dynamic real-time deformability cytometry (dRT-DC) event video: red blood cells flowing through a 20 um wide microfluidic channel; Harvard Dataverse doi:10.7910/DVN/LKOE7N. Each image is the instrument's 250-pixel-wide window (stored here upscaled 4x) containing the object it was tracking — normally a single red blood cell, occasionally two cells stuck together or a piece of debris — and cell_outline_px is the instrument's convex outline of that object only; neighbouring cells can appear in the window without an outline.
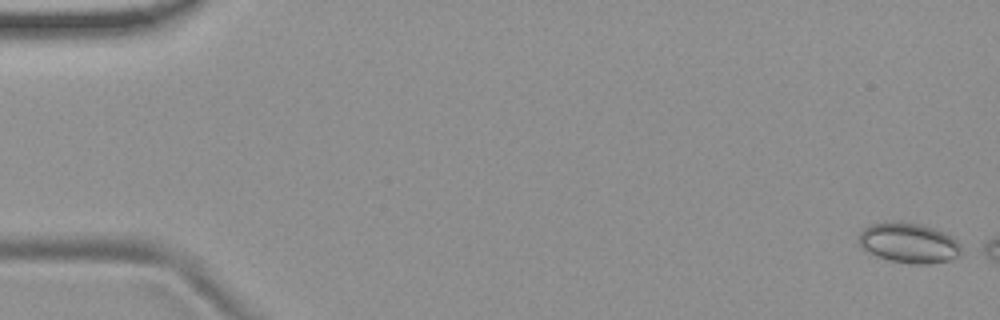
{"species": "common noctule bat (a hibernating species)", "species_latin": "Nyctalus noctula", "temperature_condition": "room temperature", "stored_images_in_passage": 8, "camera_frame_rate_fps": 3000, "um_per_image_px": 0.085, "animal": {"sex": "female", "body_mass_g": 19.9}, "frame": {"image": 1, "passage_image": 2, "time_ms": 0.333, "image_size_px": [1000, 320], "cell_outline_px": [[960, 256], [948, 260], [928, 264], [912, 264], [888, 260], [868, 252], [860, 248], [860, 232], [868, 224], [900, 220], [920, 224], [944, 232], [952, 236], [960, 244]], "centroid_in_image_um": [77.23, 20.64], "position_along_channel_um": 7.8, "area_um2": 24.1}}